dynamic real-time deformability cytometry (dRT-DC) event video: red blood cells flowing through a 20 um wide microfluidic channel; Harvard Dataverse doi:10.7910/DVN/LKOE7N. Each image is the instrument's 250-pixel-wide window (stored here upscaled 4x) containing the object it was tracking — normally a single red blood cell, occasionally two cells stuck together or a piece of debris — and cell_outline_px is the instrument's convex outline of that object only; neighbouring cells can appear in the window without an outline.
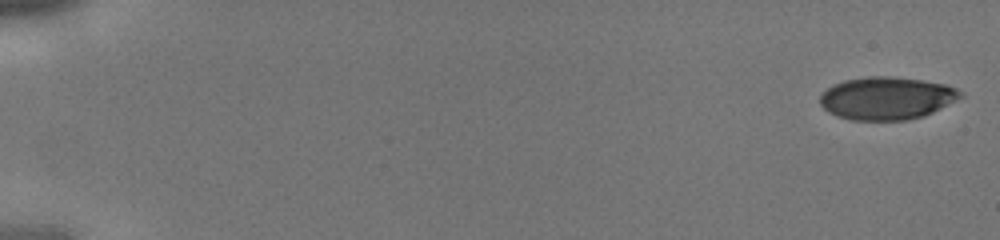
{"species": "human", "species_latin": "Homo sapiens", "temperature_condition": "cold", "stored_images_in_passage": 43, "camera_frame_rate_fps": 3000, "um_per_image_px": 0.085, "donor": {"sex": "male"}, "frame": {"image": 1, "passage_image": 1, "time_ms": 0.0, "image_size_px": [1000, 240], "cell_outline_px": [[964, 96], [924, 116], [908, 120], [852, 120], [836, 116], [828, 112], [820, 104], [820, 92], [832, 84], [844, 80], [868, 76], [892, 76], [948, 84], [964, 92]], "centroid_in_image_um": [75.35, 8.34], "position_along_channel_um": 9.6, "area_um2": 35.32}}
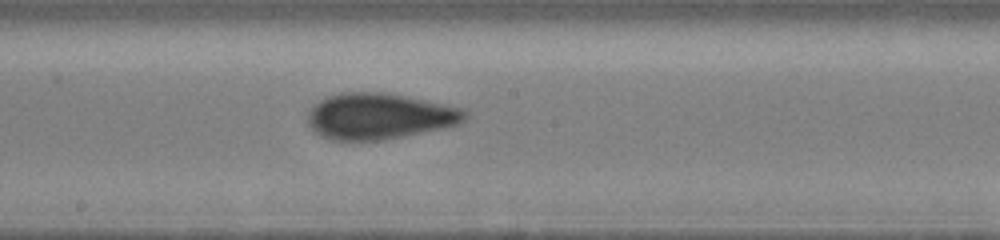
{"frame": {"image": 2, "passage_image": 25, "time_ms": 8.0, "image_size_px": [1000, 240], "cell_outline_px": [[468, 116], [460, 124], [444, 128], [404, 136], [380, 140], [332, 140], [320, 136], [308, 124], [308, 108], [320, 100], [328, 96], [340, 92], [384, 92], [468, 108]], "centroid_in_image_um": [32.28, 9.87], "position_along_channel_um": 215.9, "area_um2": 42.6}}
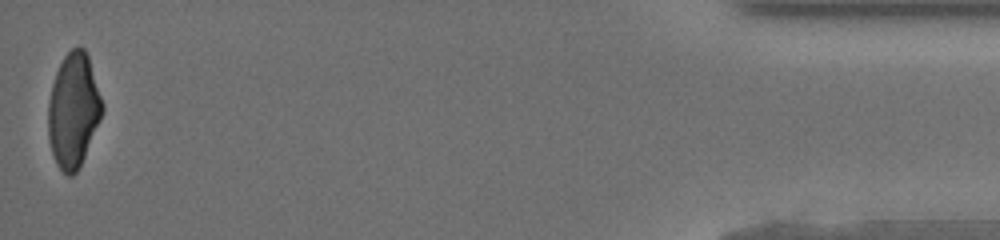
{"frame": {"image": 3, "passage_image": 43, "time_ms": 14.0, "image_size_px": [1000, 240], "cell_outline_px": [[104, 108], [100, 120], [84, 156], [76, 172], [72, 176], [68, 176], [56, 164], [52, 152], [48, 136], [48, 100], [52, 84], [56, 72], [64, 56], [72, 48], [84, 48], [88, 56], [104, 104]], "centroid_in_image_um": [6.24, 9.37], "position_along_channel_um": 429.0, "area_um2": 35.78}}